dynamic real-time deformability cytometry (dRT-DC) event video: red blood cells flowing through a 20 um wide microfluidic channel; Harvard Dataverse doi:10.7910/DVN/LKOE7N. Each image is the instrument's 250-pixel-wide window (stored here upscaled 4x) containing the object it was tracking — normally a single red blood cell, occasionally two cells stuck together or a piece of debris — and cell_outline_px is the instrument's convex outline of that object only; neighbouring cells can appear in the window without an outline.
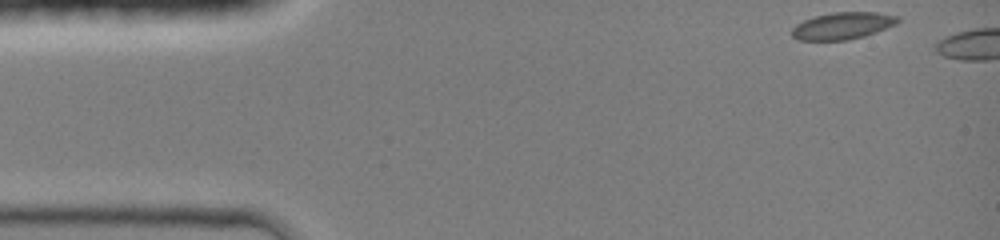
{"species": "common noctule bat (a hibernating species)", "species_latin": "Nyctalus noctula", "temperature_condition": "room temperature", "stored_images_in_passage": 4, "camera_frame_rate_fps": 3000, "um_per_image_px": 0.085, "animal": {"sex": "female", "body_mass_g": 19.0, "forearm_length_mm": 51.5}, "frame": {"image": 1, "passage_image": 1, "time_ms": 0.0, "image_size_px": [1000, 240], "cell_outline_px": [[900, 20], [896, 24], [876, 32], [864, 36], [848, 40], [800, 40], [792, 36], [792, 28], [796, 24], [804, 20], [816, 16], [832, 12], [876, 12], [900, 16]], "centroid_in_image_um": [71.65, 2.18], "position_along_channel_um": 13.4, "area_um2": 16.65}}